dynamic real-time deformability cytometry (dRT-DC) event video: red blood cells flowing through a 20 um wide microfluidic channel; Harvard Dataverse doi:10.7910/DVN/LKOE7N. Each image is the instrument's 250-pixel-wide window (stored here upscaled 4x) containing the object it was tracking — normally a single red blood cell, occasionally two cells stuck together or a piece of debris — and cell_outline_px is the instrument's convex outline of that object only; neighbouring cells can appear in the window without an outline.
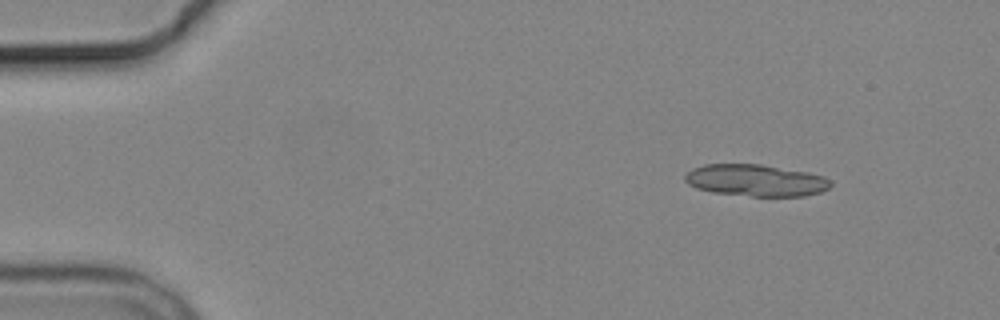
{"species": "common noctule bat (a hibernating species)", "species_latin": "Nyctalus noctula", "temperature_condition": "cold", "stored_images_in_passage": 5, "camera_frame_rate_fps": 3000, "um_per_image_px": 0.085, "animal": {"sex": "male", "body_mass_g": 19.2, "forearm_length_mm": 51.8}, "frame": {"image": 1, "passage_image": 2, "time_ms": 1.333, "image_size_px": [1000, 320], "cell_outline_px": [[832, 184], [828, 188], [820, 192], [804, 196], [752, 196], [712, 192], [696, 188], [688, 184], [684, 180], [684, 176], [692, 168], [704, 164], [760, 164], [808, 172], [824, 176], [832, 180]], "centroid_in_image_um": [64.24, 15.32], "position_along_channel_um": 20.8, "area_um2": 27.11}}